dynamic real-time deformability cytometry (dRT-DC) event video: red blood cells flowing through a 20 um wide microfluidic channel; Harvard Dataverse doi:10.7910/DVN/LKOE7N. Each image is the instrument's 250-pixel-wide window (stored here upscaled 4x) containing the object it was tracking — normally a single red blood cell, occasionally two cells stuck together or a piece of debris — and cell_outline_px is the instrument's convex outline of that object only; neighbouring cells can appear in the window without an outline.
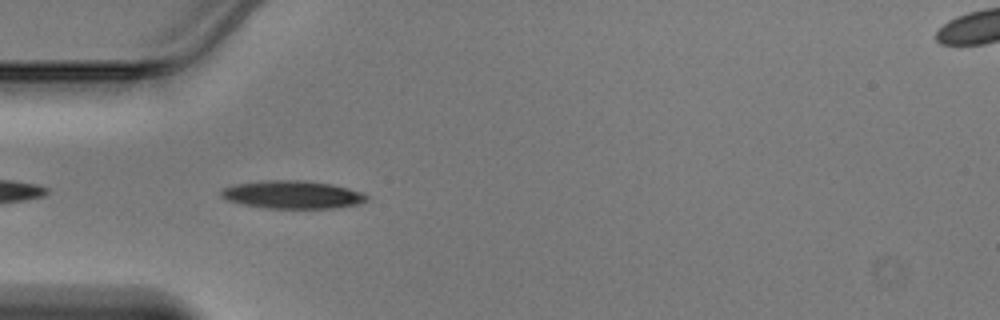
{"species": "Egyptian fruit bat (a non-hibernating species)", "species_latin": "Rousettus aegyptiacus", "temperature_condition": "warm", "stored_images_in_passage": 20, "camera_frame_rate_fps": 3000, "um_per_image_px": 0.085, "animal": {"sex": "male"}, "frame": {"image": 1, "passage_image": 2, "time_ms": 0.333, "image_size_px": [1000, 320], "cell_outline_px": [[368, 200], [360, 204], [336, 208], [268, 208], [244, 204], [228, 200], [220, 196], [220, 192], [224, 188], [232, 184], [264, 180], [304, 180], [332, 184], [364, 192], [368, 196]], "centroid_in_image_um": [24.9, 16.54], "position_along_channel_um": 60.1, "area_um2": 23.87}}
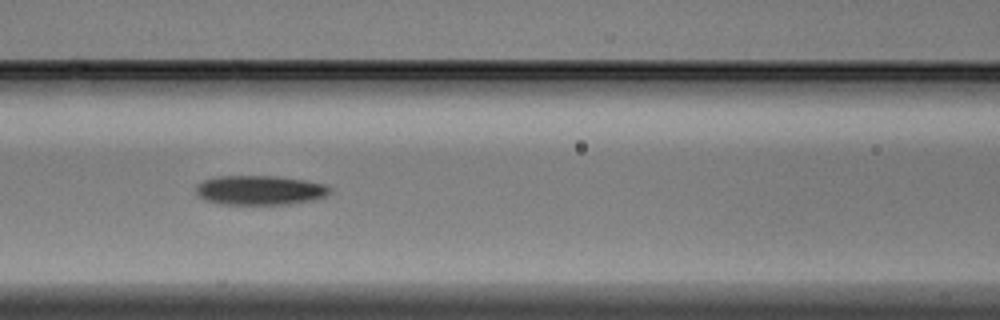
{"frame": {"image": 2, "passage_image": 8, "time_ms": 2.333, "image_size_px": [1000, 320], "cell_outline_px": [[332, 192], [324, 196], [312, 200], [284, 204], [220, 204], [204, 200], [196, 192], [196, 184], [204, 180], [216, 176], [276, 176], [308, 180], [324, 184], [332, 188]], "centroid_in_image_um": [22.09, 16.15], "position_along_channel_um": 144.5, "area_um2": 23.06}}
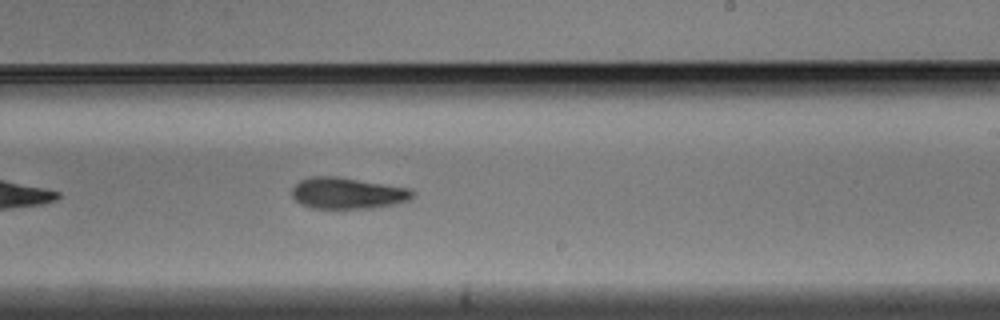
{"frame": {"image": 3, "passage_image": 16, "time_ms": 5.0, "image_size_px": [1000, 320], "cell_outline_px": [[416, 192], [408, 200], [392, 204], [368, 208], [312, 208], [300, 204], [292, 196], [292, 188], [300, 180], [312, 176], [336, 176], [412, 188]], "centroid_in_image_um": [29.53, 16.41], "position_along_channel_um": 259.5, "area_um2": 21.96}}